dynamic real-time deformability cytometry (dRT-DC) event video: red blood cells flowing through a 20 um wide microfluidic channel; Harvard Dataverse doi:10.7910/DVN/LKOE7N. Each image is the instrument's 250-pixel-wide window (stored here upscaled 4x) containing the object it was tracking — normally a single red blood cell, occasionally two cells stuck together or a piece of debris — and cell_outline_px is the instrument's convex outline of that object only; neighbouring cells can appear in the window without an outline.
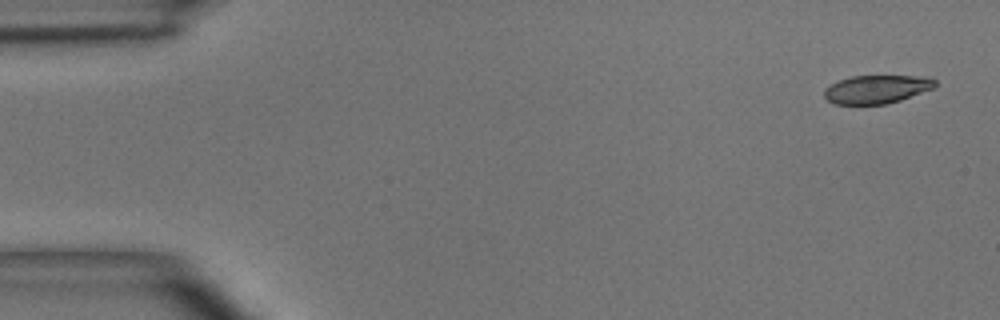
{"species": "common noctule bat (a hibernating species)", "species_latin": "Nyctalus noctula", "temperature_condition": "room temperature", "stored_images_in_passage": 2, "camera_frame_rate_fps": 3000, "um_per_image_px": 0.085, "animal": {"sex": "male", "body_mass_g": 15.6}, "frame": {"image": 1, "passage_image": 1, "time_ms": 0.0, "image_size_px": [1000, 320], "cell_outline_px": [[936, 88], [888, 104], [836, 104], [828, 100], [824, 96], [824, 88], [840, 80], [852, 76], [932, 76], [936, 80]], "centroid_in_image_um": [74.58, 7.58], "position_along_channel_um": 10.4, "area_um2": 18.44}}